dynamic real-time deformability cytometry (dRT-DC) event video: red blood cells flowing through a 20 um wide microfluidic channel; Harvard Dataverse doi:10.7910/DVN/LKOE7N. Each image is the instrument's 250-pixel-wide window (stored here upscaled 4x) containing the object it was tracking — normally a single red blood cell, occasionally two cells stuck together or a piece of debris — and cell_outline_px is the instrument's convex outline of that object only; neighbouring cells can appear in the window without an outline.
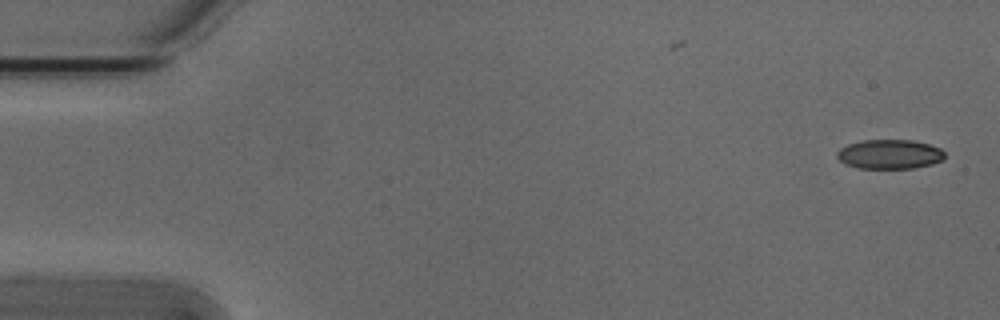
{"species": "Egyptian fruit bat (a non-hibernating species)", "species_latin": "Rousettus aegyptiacus", "temperature_condition": "cold", "stored_images_in_passage": 2, "camera_frame_rate_fps": 3000, "um_per_image_px": 0.085, "animal": {"sex": "male"}, "frame": {"image": 1, "passage_image": 2, "time_ms": 0.333, "image_size_px": [1000, 320], "cell_outline_px": [[944, 160], [932, 164], [912, 168], [860, 168], [844, 164], [836, 156], [836, 152], [840, 148], [848, 144], [864, 140], [912, 140], [928, 144], [940, 148], [944, 152]], "centroid_in_image_um": [75.61, 13.11], "position_along_channel_um": 9.4, "area_um2": 18.44}}